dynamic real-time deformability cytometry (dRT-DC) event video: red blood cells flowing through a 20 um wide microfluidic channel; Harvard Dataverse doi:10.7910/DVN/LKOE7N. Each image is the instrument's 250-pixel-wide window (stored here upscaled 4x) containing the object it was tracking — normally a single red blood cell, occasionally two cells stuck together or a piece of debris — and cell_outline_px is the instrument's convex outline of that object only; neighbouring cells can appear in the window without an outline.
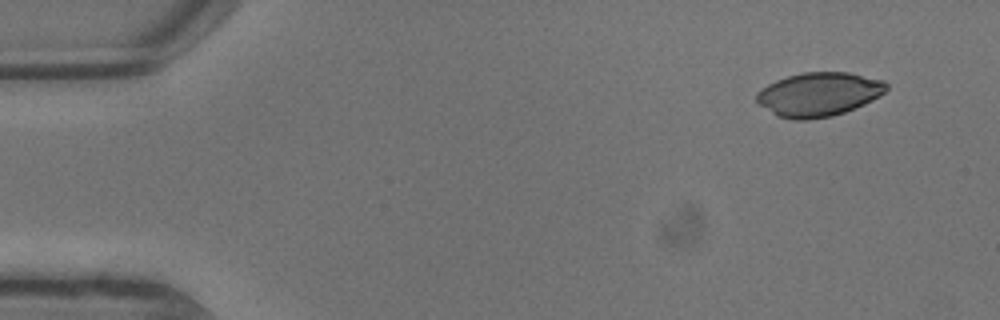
{"species": "common noctule bat (a hibernating species)", "species_latin": "Nyctalus noctula", "temperature_condition": "warm", "stored_images_in_passage": 5, "camera_frame_rate_fps": 3000, "um_per_image_px": 0.085, "animal": {"sex": "male", "body_mass_g": 13.3}, "frame": {"image": 1, "passage_image": 1, "time_ms": 0.0, "image_size_px": [1000, 320], "cell_outline_px": [[888, 88], [880, 96], [864, 104], [844, 112], [832, 116], [808, 120], [796, 120], [776, 116], [760, 104], [756, 100], [756, 92], [768, 84], [776, 80], [800, 72], [848, 72], [884, 80], [888, 84]], "centroid_in_image_um": [69.6, 8.01], "position_along_channel_um": 15.4, "area_um2": 33.29}}
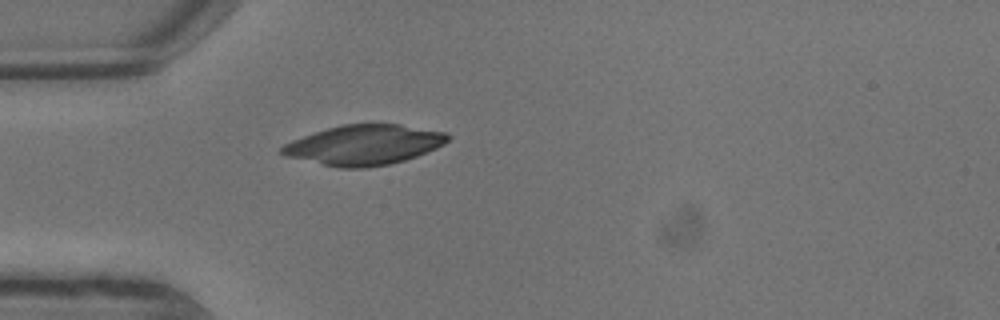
{"frame": {"image": 2, "passage_image": 5, "time_ms": 1.333, "image_size_px": [1000, 320], "cell_outline_px": [[452, 136], [444, 144], [436, 148], [416, 156], [392, 164], [368, 168], [340, 168], [284, 156], [280, 152], [280, 148], [284, 144], [292, 140], [328, 128], [344, 124], [400, 124], [448, 132]], "centroid_in_image_um": [30.98, 12.32], "position_along_channel_um": 54.0, "area_um2": 38.73}}